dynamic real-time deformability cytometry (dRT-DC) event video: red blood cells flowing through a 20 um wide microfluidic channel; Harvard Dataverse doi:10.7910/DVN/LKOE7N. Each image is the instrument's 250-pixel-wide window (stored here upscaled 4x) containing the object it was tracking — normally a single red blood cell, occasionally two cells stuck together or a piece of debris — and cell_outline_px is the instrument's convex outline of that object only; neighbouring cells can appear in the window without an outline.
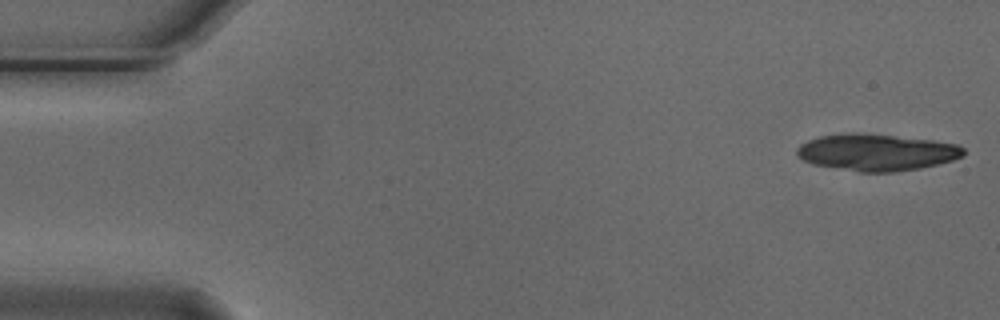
{"species": "Egyptian fruit bat (a non-hibernating species)", "species_latin": "Rousettus aegyptiacus", "temperature_condition": "cold", "stored_images_in_passage": 6, "camera_frame_rate_fps": 3000, "um_per_image_px": 0.085, "animal": {"sex": "male"}, "frame": {"image": 1, "passage_image": 1, "time_ms": 0.0, "image_size_px": [1000, 320], "cell_outline_px": [[964, 156], [952, 160], [920, 168], [896, 172], [860, 172], [812, 164], [796, 156], [796, 148], [800, 144], [808, 140], [820, 136], [852, 132], [860, 132], [932, 140], [960, 144], [964, 148]], "centroid_in_image_um": [74.5, 12.94], "position_along_channel_um": 10.5, "area_um2": 35.89}}
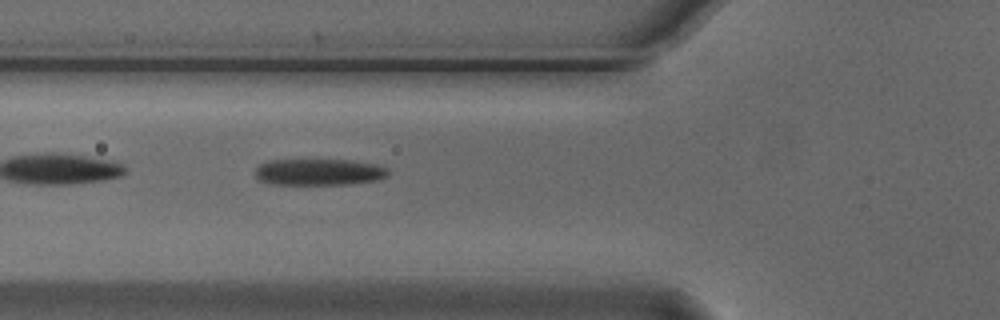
{"frame": {"image": 2, "passage_image": 6, "time_ms": 1.667, "image_size_px": [1000, 320], "cell_outline_px": [[388, 176], [380, 180], [348, 184], [272, 184], [260, 180], [256, 176], [256, 168], [260, 164], [268, 160], [348, 160], [376, 164], [388, 168]], "centroid_in_image_um": [27.15, 14.62], "position_along_channel_um": 98.7, "area_um2": 20.52}}